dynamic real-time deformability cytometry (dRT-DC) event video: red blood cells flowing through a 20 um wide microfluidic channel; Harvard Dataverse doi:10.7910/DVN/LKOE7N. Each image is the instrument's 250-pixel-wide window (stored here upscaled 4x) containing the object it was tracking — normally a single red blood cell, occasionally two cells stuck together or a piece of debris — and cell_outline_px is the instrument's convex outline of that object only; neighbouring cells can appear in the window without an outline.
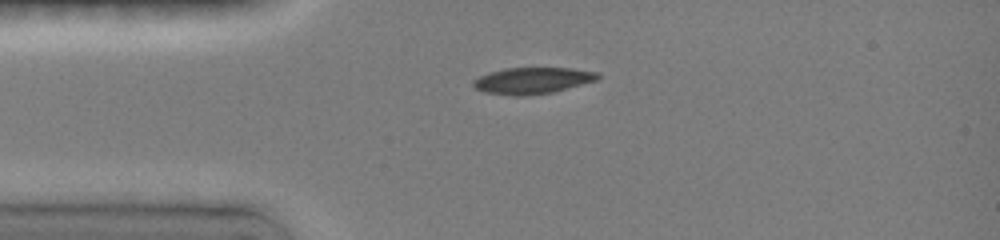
{"species": "common noctule bat (a hibernating species)", "species_latin": "Nyctalus noctula", "temperature_condition": "room temperature", "stored_images_in_passage": 36, "camera_frame_rate_fps": 3000, "um_per_image_px": 0.085, "animal": {"sex": "female", "body_mass_g": 19.0, "forearm_length_mm": 51.5}, "frame": {"image": 1, "passage_image": 1, "time_ms": 0.0, "image_size_px": [1000, 240], "cell_outline_px": [[600, 76], [596, 80], [552, 92], [524, 96], [512, 96], [484, 92], [476, 88], [472, 84], [472, 80], [480, 76], [492, 72], [508, 68], [568, 68], [596, 72]], "centroid_in_image_um": [45.22, 6.86], "position_along_channel_um": 39.8, "area_um2": 18.84}}
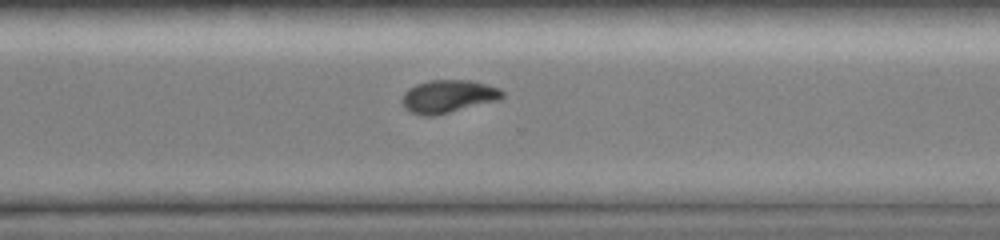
{"frame": {"image": 2, "passage_image": 26, "time_ms": 7.667, "image_size_px": [1000, 240], "cell_outline_px": [[504, 96], [496, 100], [432, 116], [424, 116], [408, 112], [404, 108], [404, 92], [408, 88], [416, 84], [432, 80], [468, 80], [488, 84], [500, 88], [504, 92]], "centroid_in_image_um": [38.08, 8.18], "position_along_channel_um": 332.5, "area_um2": 18.9}}
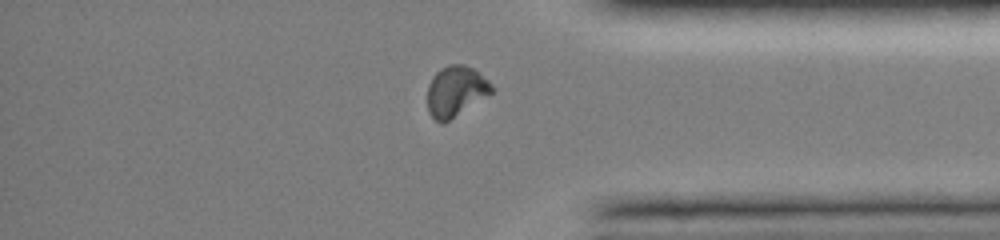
{"frame": {"image": 3, "passage_image": 31, "time_ms": 9.333, "image_size_px": [1000, 240], "cell_outline_px": [[496, 88], [492, 92], [444, 124], [440, 124], [428, 112], [428, 84], [432, 76], [440, 68], [448, 64], [464, 64], [472, 68], [488, 80]], "centroid_in_image_um": [38.72, 7.75], "position_along_channel_um": 396.5, "area_um2": 18.96}, "authors_computed_cell_mechanics": {"area_um2": 19.2185, "velocity_mm_per_s": 4.044, "shape_relaxation_time_tau1_ms": 2.9976, "shape_relaxation_time_tau2_ms": 6.0853, "deformation_change_tau1": 0.1529, "deformation_change_tau2": 0.083}}